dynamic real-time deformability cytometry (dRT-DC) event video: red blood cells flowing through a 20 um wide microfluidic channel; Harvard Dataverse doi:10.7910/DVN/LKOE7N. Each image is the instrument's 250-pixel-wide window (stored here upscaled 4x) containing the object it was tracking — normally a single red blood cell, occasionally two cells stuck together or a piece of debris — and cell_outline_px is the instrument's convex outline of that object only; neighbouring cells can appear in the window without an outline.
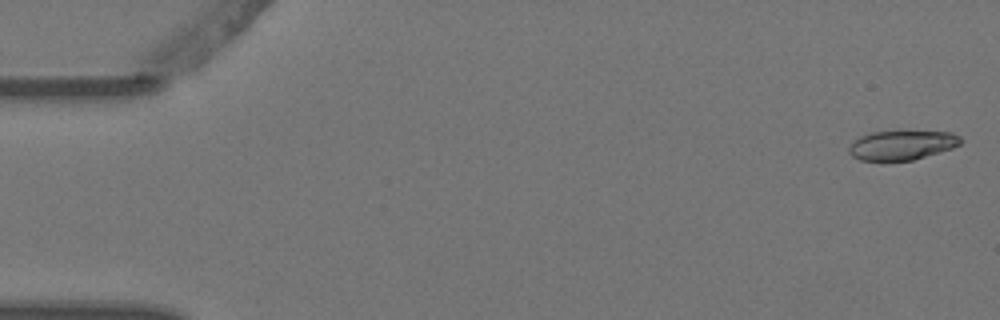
{"species": "Egyptian fruit bat (a non-hibernating species)", "species_latin": "Rousettus aegyptiacus", "temperature_condition": "warm", "stored_images_in_passage": 5, "camera_frame_rate_fps": 3000, "um_per_image_px": 0.085, "animal": {"sex": "female"}, "frame": {"image": 1, "passage_image": 1, "time_ms": 0.0, "image_size_px": [1000, 320], "cell_outline_px": [[964, 140], [960, 144], [952, 148], [912, 160], [860, 160], [852, 156], [848, 152], [848, 148], [852, 140], [860, 136], [872, 132], [952, 132], [960, 136]], "centroid_in_image_um": [76.64, 12.33], "position_along_channel_um": 8.4, "area_um2": 18.96}}
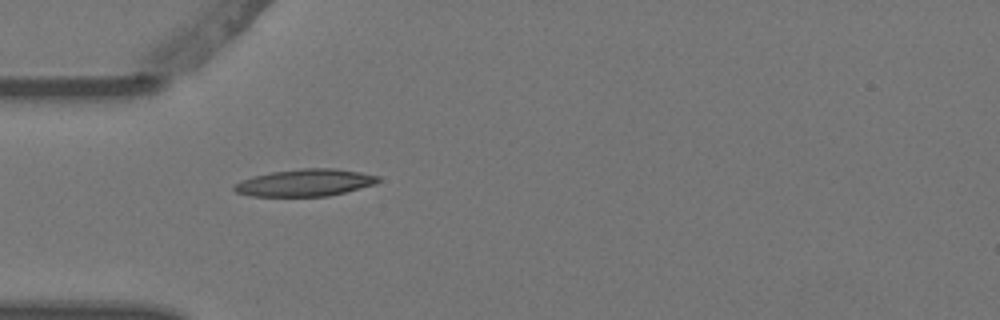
{"frame": {"image": 2, "passage_image": 5, "time_ms": 1.333, "image_size_px": [1000, 320], "cell_outline_px": [[380, 180], [376, 184], [328, 196], [252, 196], [236, 192], [232, 188], [240, 180], [252, 176], [272, 172], [300, 168], [336, 168], [360, 172], [380, 176]], "centroid_in_image_um": [25.94, 15.52], "position_along_channel_um": 59.1, "area_um2": 22.77}}